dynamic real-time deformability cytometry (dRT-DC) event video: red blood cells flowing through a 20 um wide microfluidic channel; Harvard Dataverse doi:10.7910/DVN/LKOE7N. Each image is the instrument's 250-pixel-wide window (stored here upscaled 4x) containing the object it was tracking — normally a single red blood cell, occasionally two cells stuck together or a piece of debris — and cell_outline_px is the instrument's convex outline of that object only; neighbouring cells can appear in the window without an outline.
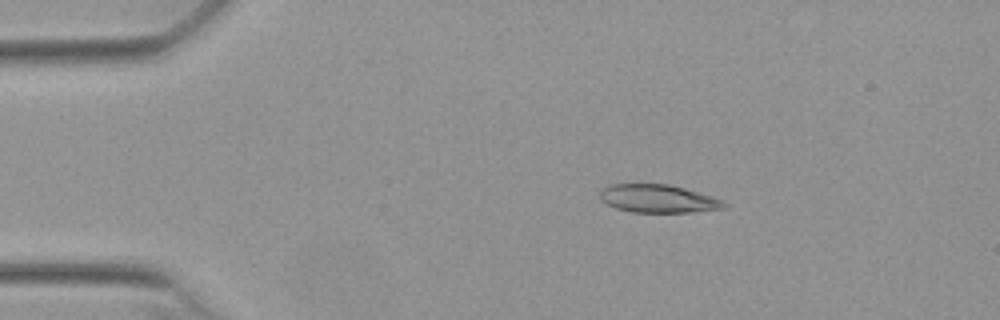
{"species": "Egyptian fruit bat (a non-hibernating species)", "species_latin": "Rousettus aegyptiacus", "temperature_condition": "warm", "stored_images_in_passage": 53, "camera_frame_rate_fps": 3000, "um_per_image_px": 0.085, "animal": {"sex": "female"}, "frame": {"image": 1, "passage_image": 10, "time_ms": 3.0, "image_size_px": [1000, 320], "cell_outline_px": [[728, 204], [724, 208], [692, 212], [632, 212], [616, 208], [600, 200], [600, 192], [608, 184], [668, 184], [684, 188], [712, 196], [724, 200]], "centroid_in_image_um": [55.95, 16.88], "position_along_channel_um": 29.0, "area_um2": 20.29}}
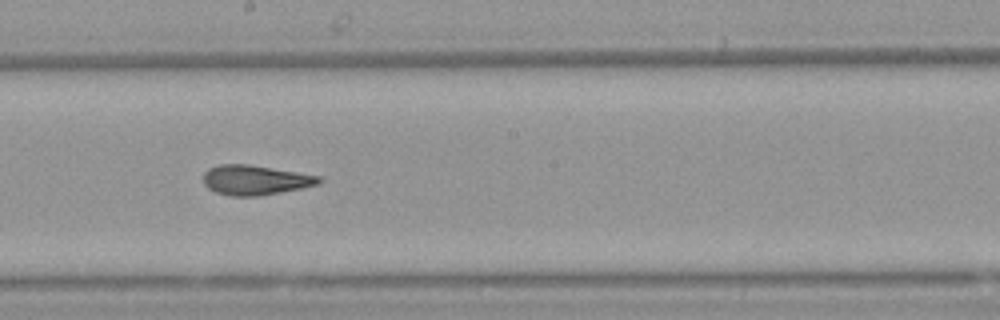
{"frame": {"image": 2, "passage_image": 30, "time_ms": 9.667, "image_size_px": [1000, 320], "cell_outline_px": [[324, 180], [320, 184], [260, 196], [232, 196], [216, 192], [208, 188], [204, 184], [204, 172], [208, 168], [220, 164], [248, 164], [320, 176]], "centroid_in_image_um": [21.69, 15.3], "position_along_channel_um": 226.5, "area_um2": 20.0}}
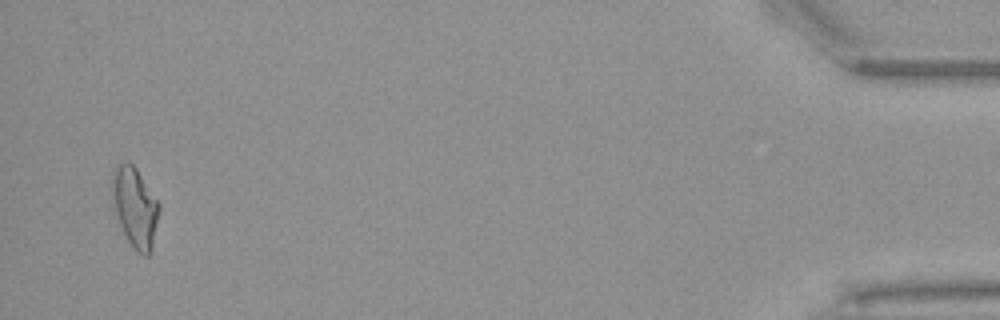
{"frame": {"image": 3, "passage_image": 52, "time_ms": 17.0, "image_size_px": [1000, 320], "cell_outline_px": [[160, 208], [152, 248], [148, 256], [144, 256], [136, 252], [128, 240], [120, 224], [116, 212], [112, 196], [112, 172], [120, 164], [132, 164], [136, 168], [160, 204]], "centroid_in_image_um": [11.5, 17.65], "position_along_channel_um": 423.7, "area_um2": 21.39}, "authors_computed_cell_mechanics": {"area_um2": 20.4034, "velocity_mm_per_s": 3.8387, "shape_relaxation_time_tau1_ms": null, "shape_relaxation_time_tau2_ms": 1.5833, "deformation_change_tau1": null, "deformation_change_tau2": 0.0992}}